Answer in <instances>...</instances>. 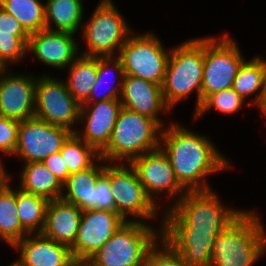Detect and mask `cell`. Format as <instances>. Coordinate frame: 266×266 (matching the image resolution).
<instances>
[{"instance_id":"8","label":"cell","mask_w":266,"mask_h":266,"mask_svg":"<svg viewBox=\"0 0 266 266\" xmlns=\"http://www.w3.org/2000/svg\"><path fill=\"white\" fill-rule=\"evenodd\" d=\"M217 40L204 37L201 103L214 92L232 88L238 69L245 60L237 44L227 35Z\"/></svg>"},{"instance_id":"19","label":"cell","mask_w":266,"mask_h":266,"mask_svg":"<svg viewBox=\"0 0 266 266\" xmlns=\"http://www.w3.org/2000/svg\"><path fill=\"white\" fill-rule=\"evenodd\" d=\"M221 232L202 230H161V239L179 254L188 266H211L214 240Z\"/></svg>"},{"instance_id":"13","label":"cell","mask_w":266,"mask_h":266,"mask_svg":"<svg viewBox=\"0 0 266 266\" xmlns=\"http://www.w3.org/2000/svg\"><path fill=\"white\" fill-rule=\"evenodd\" d=\"M126 222L117 212L83 210L77 238L71 247L75 261H87Z\"/></svg>"},{"instance_id":"3","label":"cell","mask_w":266,"mask_h":266,"mask_svg":"<svg viewBox=\"0 0 266 266\" xmlns=\"http://www.w3.org/2000/svg\"><path fill=\"white\" fill-rule=\"evenodd\" d=\"M266 249L256 213L243 211L214 240L211 266H252Z\"/></svg>"},{"instance_id":"34","label":"cell","mask_w":266,"mask_h":266,"mask_svg":"<svg viewBox=\"0 0 266 266\" xmlns=\"http://www.w3.org/2000/svg\"><path fill=\"white\" fill-rule=\"evenodd\" d=\"M104 171L97 177L93 190V209L115 212V202L109 183V164H105Z\"/></svg>"},{"instance_id":"29","label":"cell","mask_w":266,"mask_h":266,"mask_svg":"<svg viewBox=\"0 0 266 266\" xmlns=\"http://www.w3.org/2000/svg\"><path fill=\"white\" fill-rule=\"evenodd\" d=\"M264 60L259 56L251 60L244 61L238 69L232 88L245 100L249 95L259 91L253 103L260 107L263 89Z\"/></svg>"},{"instance_id":"9","label":"cell","mask_w":266,"mask_h":266,"mask_svg":"<svg viewBox=\"0 0 266 266\" xmlns=\"http://www.w3.org/2000/svg\"><path fill=\"white\" fill-rule=\"evenodd\" d=\"M111 0H103L94 10L87 25H83L88 49L82 55L112 57L114 49L120 51L131 29L123 20ZM130 29V30H129Z\"/></svg>"},{"instance_id":"23","label":"cell","mask_w":266,"mask_h":266,"mask_svg":"<svg viewBox=\"0 0 266 266\" xmlns=\"http://www.w3.org/2000/svg\"><path fill=\"white\" fill-rule=\"evenodd\" d=\"M21 173L22 190L41 196L48 201L61 198L63 184L43 162L26 163Z\"/></svg>"},{"instance_id":"20","label":"cell","mask_w":266,"mask_h":266,"mask_svg":"<svg viewBox=\"0 0 266 266\" xmlns=\"http://www.w3.org/2000/svg\"><path fill=\"white\" fill-rule=\"evenodd\" d=\"M13 247L20 250L22 266H74L76 262L70 247L42 233H35L31 238L27 234Z\"/></svg>"},{"instance_id":"39","label":"cell","mask_w":266,"mask_h":266,"mask_svg":"<svg viewBox=\"0 0 266 266\" xmlns=\"http://www.w3.org/2000/svg\"><path fill=\"white\" fill-rule=\"evenodd\" d=\"M261 111L266 115V61L264 60L263 89L261 98Z\"/></svg>"},{"instance_id":"26","label":"cell","mask_w":266,"mask_h":266,"mask_svg":"<svg viewBox=\"0 0 266 266\" xmlns=\"http://www.w3.org/2000/svg\"><path fill=\"white\" fill-rule=\"evenodd\" d=\"M70 74L65 82L68 91L82 105L97 80V57L80 55L70 64Z\"/></svg>"},{"instance_id":"17","label":"cell","mask_w":266,"mask_h":266,"mask_svg":"<svg viewBox=\"0 0 266 266\" xmlns=\"http://www.w3.org/2000/svg\"><path fill=\"white\" fill-rule=\"evenodd\" d=\"M120 102L122 107L155 120L161 127L164 123L157 113L170 110L164 102L161 85L131 75L123 77Z\"/></svg>"},{"instance_id":"24","label":"cell","mask_w":266,"mask_h":266,"mask_svg":"<svg viewBox=\"0 0 266 266\" xmlns=\"http://www.w3.org/2000/svg\"><path fill=\"white\" fill-rule=\"evenodd\" d=\"M101 164H93L90 168L70 174L63 183L67 193L61 195V199L78 206L81 210L93 209V190L97 183V177L104 171Z\"/></svg>"},{"instance_id":"5","label":"cell","mask_w":266,"mask_h":266,"mask_svg":"<svg viewBox=\"0 0 266 266\" xmlns=\"http://www.w3.org/2000/svg\"><path fill=\"white\" fill-rule=\"evenodd\" d=\"M161 128L155 120L122 107L108 146L100 157L111 162L126 159L130 163L136 157L159 148L161 137L157 134Z\"/></svg>"},{"instance_id":"16","label":"cell","mask_w":266,"mask_h":266,"mask_svg":"<svg viewBox=\"0 0 266 266\" xmlns=\"http://www.w3.org/2000/svg\"><path fill=\"white\" fill-rule=\"evenodd\" d=\"M0 68V114L17 121L34 118L36 79L31 76H5Z\"/></svg>"},{"instance_id":"28","label":"cell","mask_w":266,"mask_h":266,"mask_svg":"<svg viewBox=\"0 0 266 266\" xmlns=\"http://www.w3.org/2000/svg\"><path fill=\"white\" fill-rule=\"evenodd\" d=\"M0 7L29 33L45 29V5L39 0H0Z\"/></svg>"},{"instance_id":"1","label":"cell","mask_w":266,"mask_h":266,"mask_svg":"<svg viewBox=\"0 0 266 266\" xmlns=\"http://www.w3.org/2000/svg\"><path fill=\"white\" fill-rule=\"evenodd\" d=\"M163 130L159 134V147L167 155L177 181L186 191L210 190L207 182H202V179L230 167L207 137L176 124Z\"/></svg>"},{"instance_id":"33","label":"cell","mask_w":266,"mask_h":266,"mask_svg":"<svg viewBox=\"0 0 266 266\" xmlns=\"http://www.w3.org/2000/svg\"><path fill=\"white\" fill-rule=\"evenodd\" d=\"M29 37L0 33V68H7L9 62L14 63L25 56Z\"/></svg>"},{"instance_id":"4","label":"cell","mask_w":266,"mask_h":266,"mask_svg":"<svg viewBox=\"0 0 266 266\" xmlns=\"http://www.w3.org/2000/svg\"><path fill=\"white\" fill-rule=\"evenodd\" d=\"M204 38L189 40L170 50L162 95L169 109L197 89V111L201 105Z\"/></svg>"},{"instance_id":"21","label":"cell","mask_w":266,"mask_h":266,"mask_svg":"<svg viewBox=\"0 0 266 266\" xmlns=\"http://www.w3.org/2000/svg\"><path fill=\"white\" fill-rule=\"evenodd\" d=\"M82 213L78 206L61 198L49 201L42 234L71 248L77 238Z\"/></svg>"},{"instance_id":"27","label":"cell","mask_w":266,"mask_h":266,"mask_svg":"<svg viewBox=\"0 0 266 266\" xmlns=\"http://www.w3.org/2000/svg\"><path fill=\"white\" fill-rule=\"evenodd\" d=\"M16 202L22 228L29 236L36 231L42 233L49 201L19 188L16 190Z\"/></svg>"},{"instance_id":"31","label":"cell","mask_w":266,"mask_h":266,"mask_svg":"<svg viewBox=\"0 0 266 266\" xmlns=\"http://www.w3.org/2000/svg\"><path fill=\"white\" fill-rule=\"evenodd\" d=\"M112 57H97V80L96 82L93 84L92 86V90L91 93L89 95V98L83 103V104H90L91 101L94 102H101V101H107V100H111V99H120L118 95H121L122 92V81H123V77H124V72H123V67H122V62L121 60L117 57L114 62L111 61ZM109 62L111 64V66L113 65V68H115V71L117 73V75L120 77V85L116 84L115 87H109V89L107 90V92H104L103 95L101 94L99 97V99H95V93L97 92V89L101 87H103L104 85V73L109 71L111 69H109ZM113 64H112V63ZM117 86V87H116ZM118 88V90H117Z\"/></svg>"},{"instance_id":"12","label":"cell","mask_w":266,"mask_h":266,"mask_svg":"<svg viewBox=\"0 0 266 266\" xmlns=\"http://www.w3.org/2000/svg\"><path fill=\"white\" fill-rule=\"evenodd\" d=\"M72 131L51 125L37 118L20 121L18 141L13 155H20L26 163L42 162L59 152Z\"/></svg>"},{"instance_id":"37","label":"cell","mask_w":266,"mask_h":266,"mask_svg":"<svg viewBox=\"0 0 266 266\" xmlns=\"http://www.w3.org/2000/svg\"><path fill=\"white\" fill-rule=\"evenodd\" d=\"M0 33L11 36H30L19 21L0 7Z\"/></svg>"},{"instance_id":"41","label":"cell","mask_w":266,"mask_h":266,"mask_svg":"<svg viewBox=\"0 0 266 266\" xmlns=\"http://www.w3.org/2000/svg\"><path fill=\"white\" fill-rule=\"evenodd\" d=\"M10 266H22V264L20 261H17L15 263L11 264Z\"/></svg>"},{"instance_id":"18","label":"cell","mask_w":266,"mask_h":266,"mask_svg":"<svg viewBox=\"0 0 266 266\" xmlns=\"http://www.w3.org/2000/svg\"><path fill=\"white\" fill-rule=\"evenodd\" d=\"M73 35L69 32L43 29L30 34L27 50H31L44 64L62 69L78 57V45Z\"/></svg>"},{"instance_id":"15","label":"cell","mask_w":266,"mask_h":266,"mask_svg":"<svg viewBox=\"0 0 266 266\" xmlns=\"http://www.w3.org/2000/svg\"><path fill=\"white\" fill-rule=\"evenodd\" d=\"M91 104L81 105L79 121L85 120V130L82 135L77 131L75 134L100 154L108 146L122 104L120 99Z\"/></svg>"},{"instance_id":"14","label":"cell","mask_w":266,"mask_h":266,"mask_svg":"<svg viewBox=\"0 0 266 266\" xmlns=\"http://www.w3.org/2000/svg\"><path fill=\"white\" fill-rule=\"evenodd\" d=\"M129 164L136 171L140 183L153 202L156 203L154 194L166 189L169 199L178 194L180 196V192V197L184 195L182 190L185 189L177 181L170 160L160 147L136 157Z\"/></svg>"},{"instance_id":"10","label":"cell","mask_w":266,"mask_h":266,"mask_svg":"<svg viewBox=\"0 0 266 266\" xmlns=\"http://www.w3.org/2000/svg\"><path fill=\"white\" fill-rule=\"evenodd\" d=\"M81 105L68 91L64 81L50 77L37 78L34 117L51 125L76 131L73 123L79 120Z\"/></svg>"},{"instance_id":"35","label":"cell","mask_w":266,"mask_h":266,"mask_svg":"<svg viewBox=\"0 0 266 266\" xmlns=\"http://www.w3.org/2000/svg\"><path fill=\"white\" fill-rule=\"evenodd\" d=\"M161 249L155 245L148 253L144 266H188L182 257L177 254L161 237L159 234ZM158 249V250H157Z\"/></svg>"},{"instance_id":"22","label":"cell","mask_w":266,"mask_h":266,"mask_svg":"<svg viewBox=\"0 0 266 266\" xmlns=\"http://www.w3.org/2000/svg\"><path fill=\"white\" fill-rule=\"evenodd\" d=\"M5 172L0 162V238L13 246L28 233L19 220L16 191L8 184L11 176H7Z\"/></svg>"},{"instance_id":"6","label":"cell","mask_w":266,"mask_h":266,"mask_svg":"<svg viewBox=\"0 0 266 266\" xmlns=\"http://www.w3.org/2000/svg\"><path fill=\"white\" fill-rule=\"evenodd\" d=\"M135 220L127 221L87 261L93 266H144L158 237L151 226Z\"/></svg>"},{"instance_id":"11","label":"cell","mask_w":266,"mask_h":266,"mask_svg":"<svg viewBox=\"0 0 266 266\" xmlns=\"http://www.w3.org/2000/svg\"><path fill=\"white\" fill-rule=\"evenodd\" d=\"M109 183L115 202V212L125 221H131L126 219L127 215L145 219L156 216V203L147 195L136 171L129 163L128 167L110 164Z\"/></svg>"},{"instance_id":"30","label":"cell","mask_w":266,"mask_h":266,"mask_svg":"<svg viewBox=\"0 0 266 266\" xmlns=\"http://www.w3.org/2000/svg\"><path fill=\"white\" fill-rule=\"evenodd\" d=\"M60 154L69 174L90 168L94 164V158H97L98 161L103 160L93 147L86 144L75 133L63 144Z\"/></svg>"},{"instance_id":"36","label":"cell","mask_w":266,"mask_h":266,"mask_svg":"<svg viewBox=\"0 0 266 266\" xmlns=\"http://www.w3.org/2000/svg\"><path fill=\"white\" fill-rule=\"evenodd\" d=\"M20 121L0 114V151L13 155L18 141Z\"/></svg>"},{"instance_id":"38","label":"cell","mask_w":266,"mask_h":266,"mask_svg":"<svg viewBox=\"0 0 266 266\" xmlns=\"http://www.w3.org/2000/svg\"><path fill=\"white\" fill-rule=\"evenodd\" d=\"M42 162L62 184L70 176L60 151L48 156Z\"/></svg>"},{"instance_id":"25","label":"cell","mask_w":266,"mask_h":266,"mask_svg":"<svg viewBox=\"0 0 266 266\" xmlns=\"http://www.w3.org/2000/svg\"><path fill=\"white\" fill-rule=\"evenodd\" d=\"M81 2V0H48L45 5V29L74 34L83 16ZM51 20L56 30H52Z\"/></svg>"},{"instance_id":"2","label":"cell","mask_w":266,"mask_h":266,"mask_svg":"<svg viewBox=\"0 0 266 266\" xmlns=\"http://www.w3.org/2000/svg\"><path fill=\"white\" fill-rule=\"evenodd\" d=\"M166 211L162 230L222 232L243 211L223 207L214 192L186 191Z\"/></svg>"},{"instance_id":"32","label":"cell","mask_w":266,"mask_h":266,"mask_svg":"<svg viewBox=\"0 0 266 266\" xmlns=\"http://www.w3.org/2000/svg\"><path fill=\"white\" fill-rule=\"evenodd\" d=\"M244 99L233 89H224L208 95L201 103L195 116L200 117L211 108L225 114H232L242 108Z\"/></svg>"},{"instance_id":"40","label":"cell","mask_w":266,"mask_h":266,"mask_svg":"<svg viewBox=\"0 0 266 266\" xmlns=\"http://www.w3.org/2000/svg\"><path fill=\"white\" fill-rule=\"evenodd\" d=\"M74 266H93L88 261H76Z\"/></svg>"},{"instance_id":"7","label":"cell","mask_w":266,"mask_h":266,"mask_svg":"<svg viewBox=\"0 0 266 266\" xmlns=\"http://www.w3.org/2000/svg\"><path fill=\"white\" fill-rule=\"evenodd\" d=\"M170 52H166L157 36H129L120 48L118 58L124 75H131L155 84L164 82Z\"/></svg>"}]
</instances>
